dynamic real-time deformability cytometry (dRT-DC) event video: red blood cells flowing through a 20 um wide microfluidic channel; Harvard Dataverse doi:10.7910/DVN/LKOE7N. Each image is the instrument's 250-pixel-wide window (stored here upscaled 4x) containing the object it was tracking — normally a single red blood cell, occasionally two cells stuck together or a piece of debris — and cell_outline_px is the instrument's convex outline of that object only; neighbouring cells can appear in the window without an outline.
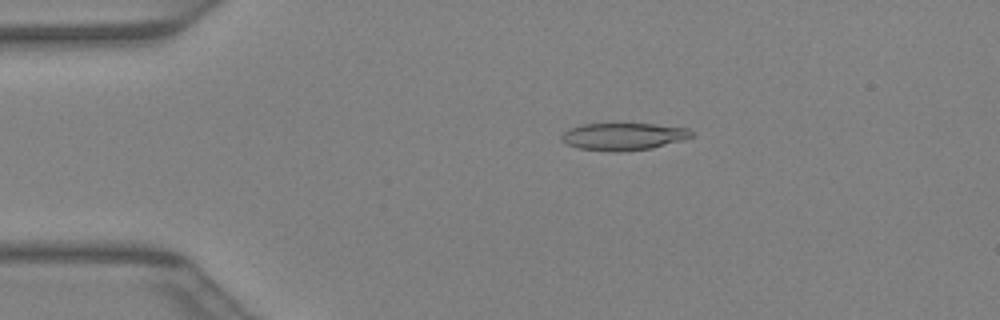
{"species": "Egyptian fruit bat (a non-hibernating species)", "species_latin": "Rousettus aegyptiacus", "temperature_condition": "warm", "stored_images_in_passage": 40, "camera_frame_rate_fps": 3000, "um_per_image_px": 0.085, "animal": {"sex": "female"}, "frame": {"image": 1, "passage_image": 8, "time_ms": 2.333, "image_size_px": [1000, 320], "cell_outline_px": [[692, 136], [684, 140], [652, 148], [620, 152], [612, 152], [580, 148], [568, 144], [560, 140], [560, 136], [568, 128], [584, 124], [652, 124], [688, 128], [692, 132]], "centroid_in_image_um": [52.98, 11.61], "position_along_channel_um": 32.0, "area_um2": 20.63}}
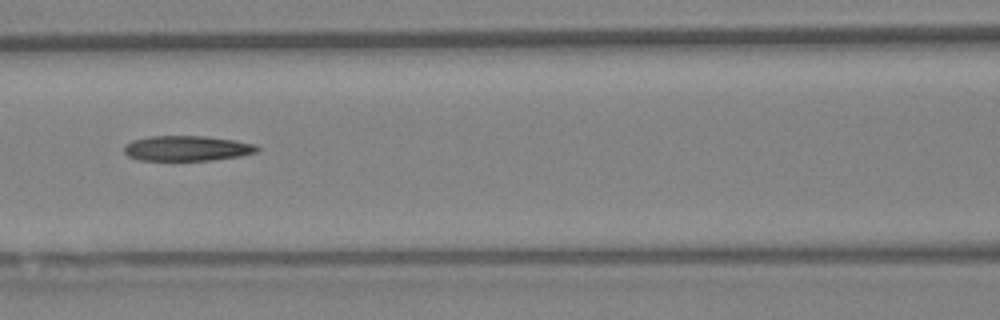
{"frame": {"image": 2, "passage_image": 18, "time_ms": 5.667, "image_size_px": [1000, 320], "cell_outline_px": [[260, 148], [256, 152], [240, 156], [208, 160], [140, 160], [128, 156], [124, 152], [124, 144], [132, 140], [148, 136], [204, 136], [232, 140], [256, 144]], "centroid_in_image_um": [15.86, 12.6], "position_along_channel_um": 150.7, "area_um2": 19.48}}
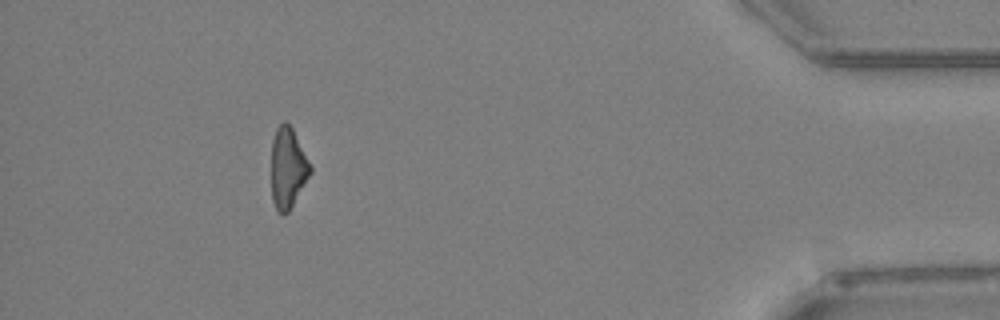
{"frame": {"image": 3, "passage_image": 37, "time_ms": 12.0, "image_size_px": [1000, 320], "cell_outline_px": [[312, 172], [288, 212], [276, 212], [272, 200], [272, 140], [276, 128], [284, 120], [292, 128], [312, 168]], "centroid_in_image_um": [24.46, 14.27], "position_along_channel_um": 410.7, "area_um2": 18.03}}